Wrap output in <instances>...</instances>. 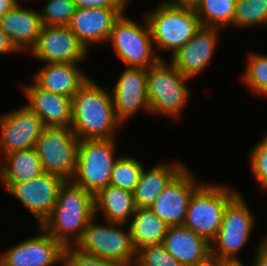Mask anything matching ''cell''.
<instances>
[{"mask_svg":"<svg viewBox=\"0 0 267 266\" xmlns=\"http://www.w3.org/2000/svg\"><path fill=\"white\" fill-rule=\"evenodd\" d=\"M250 170L258 186L267 191V134L249 153Z\"/></svg>","mask_w":267,"mask_h":266,"instance_id":"cell-33","label":"cell"},{"mask_svg":"<svg viewBox=\"0 0 267 266\" xmlns=\"http://www.w3.org/2000/svg\"><path fill=\"white\" fill-rule=\"evenodd\" d=\"M62 266H121L101 257L84 253L75 246H66L62 255Z\"/></svg>","mask_w":267,"mask_h":266,"instance_id":"cell-34","label":"cell"},{"mask_svg":"<svg viewBox=\"0 0 267 266\" xmlns=\"http://www.w3.org/2000/svg\"><path fill=\"white\" fill-rule=\"evenodd\" d=\"M42 26L40 13L20 3L0 17V27L18 53L34 48Z\"/></svg>","mask_w":267,"mask_h":266,"instance_id":"cell-20","label":"cell"},{"mask_svg":"<svg viewBox=\"0 0 267 266\" xmlns=\"http://www.w3.org/2000/svg\"><path fill=\"white\" fill-rule=\"evenodd\" d=\"M228 266H246V265H244V263H242L241 261L232 262L228 260Z\"/></svg>","mask_w":267,"mask_h":266,"instance_id":"cell-41","label":"cell"},{"mask_svg":"<svg viewBox=\"0 0 267 266\" xmlns=\"http://www.w3.org/2000/svg\"><path fill=\"white\" fill-rule=\"evenodd\" d=\"M71 129L82 139H111L123 125L116 117L112 93L89 78L72 97Z\"/></svg>","mask_w":267,"mask_h":266,"instance_id":"cell-1","label":"cell"},{"mask_svg":"<svg viewBox=\"0 0 267 266\" xmlns=\"http://www.w3.org/2000/svg\"><path fill=\"white\" fill-rule=\"evenodd\" d=\"M95 216L101 209L105 220L127 224L136 210L133 192L107 185L94 196Z\"/></svg>","mask_w":267,"mask_h":266,"instance_id":"cell-25","label":"cell"},{"mask_svg":"<svg viewBox=\"0 0 267 266\" xmlns=\"http://www.w3.org/2000/svg\"><path fill=\"white\" fill-rule=\"evenodd\" d=\"M134 266H183L162 244L146 245L136 250Z\"/></svg>","mask_w":267,"mask_h":266,"instance_id":"cell-32","label":"cell"},{"mask_svg":"<svg viewBox=\"0 0 267 266\" xmlns=\"http://www.w3.org/2000/svg\"><path fill=\"white\" fill-rule=\"evenodd\" d=\"M143 168V164L134 157L119 156L112 168L109 185L133 192Z\"/></svg>","mask_w":267,"mask_h":266,"instance_id":"cell-28","label":"cell"},{"mask_svg":"<svg viewBox=\"0 0 267 266\" xmlns=\"http://www.w3.org/2000/svg\"><path fill=\"white\" fill-rule=\"evenodd\" d=\"M265 237L263 238V244L267 247V236H265Z\"/></svg>","mask_w":267,"mask_h":266,"instance_id":"cell-42","label":"cell"},{"mask_svg":"<svg viewBox=\"0 0 267 266\" xmlns=\"http://www.w3.org/2000/svg\"><path fill=\"white\" fill-rule=\"evenodd\" d=\"M184 167L181 162L157 163L150 170L143 168L133 191L137 208H149L160 196L167 183Z\"/></svg>","mask_w":267,"mask_h":266,"instance_id":"cell-23","label":"cell"},{"mask_svg":"<svg viewBox=\"0 0 267 266\" xmlns=\"http://www.w3.org/2000/svg\"><path fill=\"white\" fill-rule=\"evenodd\" d=\"M38 235L25 239L0 255V266H53L62 264L64 246L41 226Z\"/></svg>","mask_w":267,"mask_h":266,"instance_id":"cell-15","label":"cell"},{"mask_svg":"<svg viewBox=\"0 0 267 266\" xmlns=\"http://www.w3.org/2000/svg\"><path fill=\"white\" fill-rule=\"evenodd\" d=\"M169 64L160 59L147 69V92L150 113L170 116L175 120L181 116L189 100L186 81L190 78L184 76L172 63Z\"/></svg>","mask_w":267,"mask_h":266,"instance_id":"cell-5","label":"cell"},{"mask_svg":"<svg viewBox=\"0 0 267 266\" xmlns=\"http://www.w3.org/2000/svg\"><path fill=\"white\" fill-rule=\"evenodd\" d=\"M65 181L59 175L43 172L31 180L13 183L6 191L33 214L40 226L51 214Z\"/></svg>","mask_w":267,"mask_h":266,"instance_id":"cell-12","label":"cell"},{"mask_svg":"<svg viewBox=\"0 0 267 266\" xmlns=\"http://www.w3.org/2000/svg\"><path fill=\"white\" fill-rule=\"evenodd\" d=\"M138 25L122 14L114 23L107 43H112L117 56L127 67L148 69L161 58L157 55L147 19Z\"/></svg>","mask_w":267,"mask_h":266,"instance_id":"cell-8","label":"cell"},{"mask_svg":"<svg viewBox=\"0 0 267 266\" xmlns=\"http://www.w3.org/2000/svg\"><path fill=\"white\" fill-rule=\"evenodd\" d=\"M253 260L252 266H267V247L263 244V239H261L258 247L256 246Z\"/></svg>","mask_w":267,"mask_h":266,"instance_id":"cell-36","label":"cell"},{"mask_svg":"<svg viewBox=\"0 0 267 266\" xmlns=\"http://www.w3.org/2000/svg\"><path fill=\"white\" fill-rule=\"evenodd\" d=\"M239 193L227 185L204 183L190 197L183 226L212 242L227 204Z\"/></svg>","mask_w":267,"mask_h":266,"instance_id":"cell-4","label":"cell"},{"mask_svg":"<svg viewBox=\"0 0 267 266\" xmlns=\"http://www.w3.org/2000/svg\"><path fill=\"white\" fill-rule=\"evenodd\" d=\"M45 63H81L87 58L88 50L68 26L43 25L29 52Z\"/></svg>","mask_w":267,"mask_h":266,"instance_id":"cell-11","label":"cell"},{"mask_svg":"<svg viewBox=\"0 0 267 266\" xmlns=\"http://www.w3.org/2000/svg\"><path fill=\"white\" fill-rule=\"evenodd\" d=\"M201 184L198 180L196 181V176L184 166L167 183L149 209L168 226L183 225L190 197Z\"/></svg>","mask_w":267,"mask_h":266,"instance_id":"cell-13","label":"cell"},{"mask_svg":"<svg viewBox=\"0 0 267 266\" xmlns=\"http://www.w3.org/2000/svg\"><path fill=\"white\" fill-rule=\"evenodd\" d=\"M155 51H172L184 46L202 27L193 7L159 3L146 15Z\"/></svg>","mask_w":267,"mask_h":266,"instance_id":"cell-3","label":"cell"},{"mask_svg":"<svg viewBox=\"0 0 267 266\" xmlns=\"http://www.w3.org/2000/svg\"><path fill=\"white\" fill-rule=\"evenodd\" d=\"M76 66L75 63H45L34 73L33 82L54 94L72 98L90 78Z\"/></svg>","mask_w":267,"mask_h":266,"instance_id":"cell-22","label":"cell"},{"mask_svg":"<svg viewBox=\"0 0 267 266\" xmlns=\"http://www.w3.org/2000/svg\"><path fill=\"white\" fill-rule=\"evenodd\" d=\"M242 80L255 95H267V55L251 53Z\"/></svg>","mask_w":267,"mask_h":266,"instance_id":"cell-30","label":"cell"},{"mask_svg":"<svg viewBox=\"0 0 267 266\" xmlns=\"http://www.w3.org/2000/svg\"><path fill=\"white\" fill-rule=\"evenodd\" d=\"M0 161V184L7 190L13 183L24 182L44 171L34 147L7 153Z\"/></svg>","mask_w":267,"mask_h":266,"instance_id":"cell-24","label":"cell"},{"mask_svg":"<svg viewBox=\"0 0 267 266\" xmlns=\"http://www.w3.org/2000/svg\"><path fill=\"white\" fill-rule=\"evenodd\" d=\"M198 0H167L162 1V3L169 4V5H179V6H189L193 7Z\"/></svg>","mask_w":267,"mask_h":266,"instance_id":"cell-40","label":"cell"},{"mask_svg":"<svg viewBox=\"0 0 267 266\" xmlns=\"http://www.w3.org/2000/svg\"><path fill=\"white\" fill-rule=\"evenodd\" d=\"M26 104L45 127H71L72 98L40 88L35 82L23 85Z\"/></svg>","mask_w":267,"mask_h":266,"instance_id":"cell-19","label":"cell"},{"mask_svg":"<svg viewBox=\"0 0 267 266\" xmlns=\"http://www.w3.org/2000/svg\"><path fill=\"white\" fill-rule=\"evenodd\" d=\"M129 225L136 250L146 245L162 244L169 227L149 208H136Z\"/></svg>","mask_w":267,"mask_h":266,"instance_id":"cell-26","label":"cell"},{"mask_svg":"<svg viewBox=\"0 0 267 266\" xmlns=\"http://www.w3.org/2000/svg\"><path fill=\"white\" fill-rule=\"evenodd\" d=\"M239 192L225 207L222 223L211 242V256L240 261L237 254L248 242L255 226V217Z\"/></svg>","mask_w":267,"mask_h":266,"instance_id":"cell-9","label":"cell"},{"mask_svg":"<svg viewBox=\"0 0 267 266\" xmlns=\"http://www.w3.org/2000/svg\"><path fill=\"white\" fill-rule=\"evenodd\" d=\"M45 126L27 106L0 116V155L35 147ZM0 157V160H1Z\"/></svg>","mask_w":267,"mask_h":266,"instance_id":"cell-14","label":"cell"},{"mask_svg":"<svg viewBox=\"0 0 267 266\" xmlns=\"http://www.w3.org/2000/svg\"><path fill=\"white\" fill-rule=\"evenodd\" d=\"M48 2L39 10L42 25L68 26L76 10L73 0H47Z\"/></svg>","mask_w":267,"mask_h":266,"instance_id":"cell-31","label":"cell"},{"mask_svg":"<svg viewBox=\"0 0 267 266\" xmlns=\"http://www.w3.org/2000/svg\"><path fill=\"white\" fill-rule=\"evenodd\" d=\"M115 144V138L80 140L77 168L71 181L94 196L109 185L112 168L118 159Z\"/></svg>","mask_w":267,"mask_h":266,"instance_id":"cell-7","label":"cell"},{"mask_svg":"<svg viewBox=\"0 0 267 266\" xmlns=\"http://www.w3.org/2000/svg\"><path fill=\"white\" fill-rule=\"evenodd\" d=\"M162 245L183 266H198L211 256V243L183 225L169 226Z\"/></svg>","mask_w":267,"mask_h":266,"instance_id":"cell-21","label":"cell"},{"mask_svg":"<svg viewBox=\"0 0 267 266\" xmlns=\"http://www.w3.org/2000/svg\"><path fill=\"white\" fill-rule=\"evenodd\" d=\"M267 26V0H236L232 27Z\"/></svg>","mask_w":267,"mask_h":266,"instance_id":"cell-29","label":"cell"},{"mask_svg":"<svg viewBox=\"0 0 267 266\" xmlns=\"http://www.w3.org/2000/svg\"><path fill=\"white\" fill-rule=\"evenodd\" d=\"M94 216L86 226L81 239L75 247L84 253L95 255L103 259L114 261L121 266H134L136 262V249L127 224L96 223ZM124 228V229H122Z\"/></svg>","mask_w":267,"mask_h":266,"instance_id":"cell-6","label":"cell"},{"mask_svg":"<svg viewBox=\"0 0 267 266\" xmlns=\"http://www.w3.org/2000/svg\"><path fill=\"white\" fill-rule=\"evenodd\" d=\"M94 216V195L66 180L51 214L40 226L64 247L75 246Z\"/></svg>","mask_w":267,"mask_h":266,"instance_id":"cell-2","label":"cell"},{"mask_svg":"<svg viewBox=\"0 0 267 266\" xmlns=\"http://www.w3.org/2000/svg\"><path fill=\"white\" fill-rule=\"evenodd\" d=\"M126 8H76L68 27L89 50L90 43H107L114 23Z\"/></svg>","mask_w":267,"mask_h":266,"instance_id":"cell-18","label":"cell"},{"mask_svg":"<svg viewBox=\"0 0 267 266\" xmlns=\"http://www.w3.org/2000/svg\"><path fill=\"white\" fill-rule=\"evenodd\" d=\"M18 4V0H0V17Z\"/></svg>","mask_w":267,"mask_h":266,"instance_id":"cell-38","label":"cell"},{"mask_svg":"<svg viewBox=\"0 0 267 266\" xmlns=\"http://www.w3.org/2000/svg\"><path fill=\"white\" fill-rule=\"evenodd\" d=\"M18 52L13 46L6 33L0 27V54Z\"/></svg>","mask_w":267,"mask_h":266,"instance_id":"cell-37","label":"cell"},{"mask_svg":"<svg viewBox=\"0 0 267 266\" xmlns=\"http://www.w3.org/2000/svg\"><path fill=\"white\" fill-rule=\"evenodd\" d=\"M218 30L219 28L202 26L184 46L171 55L170 62L190 79L204 72L211 63L219 41Z\"/></svg>","mask_w":267,"mask_h":266,"instance_id":"cell-17","label":"cell"},{"mask_svg":"<svg viewBox=\"0 0 267 266\" xmlns=\"http://www.w3.org/2000/svg\"><path fill=\"white\" fill-rule=\"evenodd\" d=\"M113 86L112 98L117 119L124 124L140 108L150 113L147 92V70L126 67Z\"/></svg>","mask_w":267,"mask_h":266,"instance_id":"cell-16","label":"cell"},{"mask_svg":"<svg viewBox=\"0 0 267 266\" xmlns=\"http://www.w3.org/2000/svg\"><path fill=\"white\" fill-rule=\"evenodd\" d=\"M76 8H126L130 0H73Z\"/></svg>","mask_w":267,"mask_h":266,"instance_id":"cell-35","label":"cell"},{"mask_svg":"<svg viewBox=\"0 0 267 266\" xmlns=\"http://www.w3.org/2000/svg\"><path fill=\"white\" fill-rule=\"evenodd\" d=\"M79 142L71 127H45L34 147L43 171L71 180L77 168Z\"/></svg>","mask_w":267,"mask_h":266,"instance_id":"cell-10","label":"cell"},{"mask_svg":"<svg viewBox=\"0 0 267 266\" xmlns=\"http://www.w3.org/2000/svg\"><path fill=\"white\" fill-rule=\"evenodd\" d=\"M198 266H228V260L217 259L210 256L206 261Z\"/></svg>","mask_w":267,"mask_h":266,"instance_id":"cell-39","label":"cell"},{"mask_svg":"<svg viewBox=\"0 0 267 266\" xmlns=\"http://www.w3.org/2000/svg\"><path fill=\"white\" fill-rule=\"evenodd\" d=\"M236 0H198L193 6L202 26H232Z\"/></svg>","mask_w":267,"mask_h":266,"instance_id":"cell-27","label":"cell"}]
</instances>
